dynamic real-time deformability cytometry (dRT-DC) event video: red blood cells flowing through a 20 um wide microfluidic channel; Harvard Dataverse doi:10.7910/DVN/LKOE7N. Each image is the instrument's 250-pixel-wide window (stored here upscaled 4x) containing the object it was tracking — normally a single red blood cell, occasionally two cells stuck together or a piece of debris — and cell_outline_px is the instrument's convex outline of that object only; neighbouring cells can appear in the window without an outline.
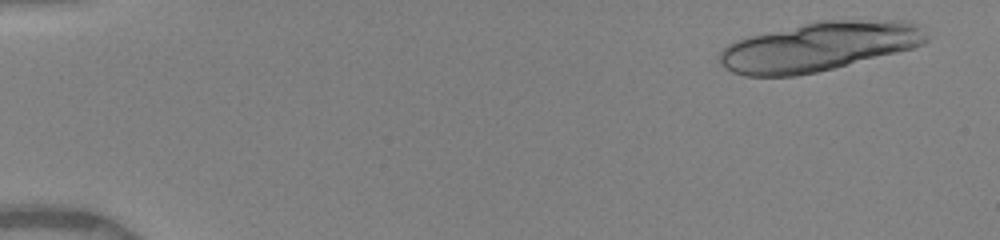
{"species": "human", "species_latin": "Homo sapiens", "temperature_condition": "warm", "stored_images_in_passage": 9, "segment_of_instrument_passage": [1, 2], "camera_frame_rate_fps": 3000, "um_per_image_px": 0.085, "donor": {"sex": "female"}, "frame": {"image": 1, "passage_image": 1, "time_ms": 0.0, "image_size_px": [1000, 240], "cell_outline_px": [[928, 40], [912, 48], [816, 72], [796, 76], [744, 76], [732, 72], [720, 64], [720, 52], [728, 44], [736, 40], [748, 36], [816, 20], [912, 20], [920, 24], [928, 36]], "centroid_in_image_um": [69.61, 3.94], "position_along_channel_um": 15.4, "area_um2": 59.13}}